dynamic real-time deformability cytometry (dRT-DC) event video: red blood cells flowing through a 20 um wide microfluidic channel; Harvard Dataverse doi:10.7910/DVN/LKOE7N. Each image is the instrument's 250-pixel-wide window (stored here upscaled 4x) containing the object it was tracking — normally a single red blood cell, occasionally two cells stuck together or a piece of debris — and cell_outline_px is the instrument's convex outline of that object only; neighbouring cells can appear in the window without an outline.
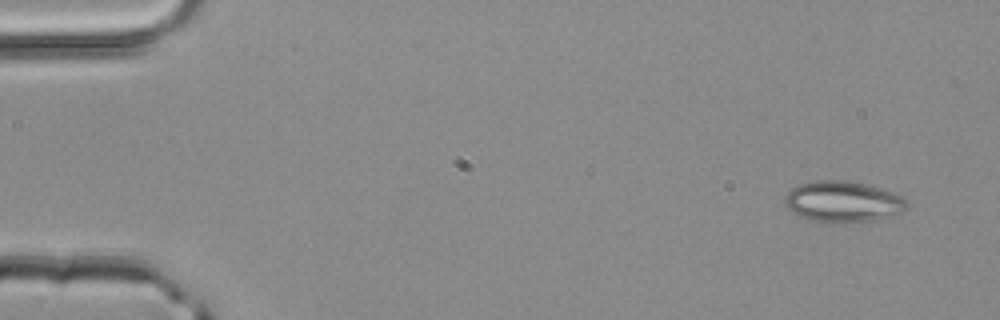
{"species": "common noctule bat (a hibernating species)", "species_latin": "Nyctalus noctula", "temperature_condition": "room temperature", "stored_images_in_passage": 3, "camera_frame_rate_fps": 3000, "um_per_image_px": 0.085, "animal": {"sex": "male", "body_mass_g": 20.4}, "frame": {"image": 1, "passage_image": 1, "time_ms": 0.0, "image_size_px": [1000, 320], "cell_outline_px": [[908, 208], [904, 212], [872, 220], [812, 220], [800, 216], [792, 212], [784, 204], [784, 196], [792, 188], [800, 184], [816, 180], [848, 180], [880, 188], [904, 196], [908, 200]], "centroid_in_image_um": [71.67, 17.09], "position_along_channel_um": 13.3, "area_um2": 28.61}}